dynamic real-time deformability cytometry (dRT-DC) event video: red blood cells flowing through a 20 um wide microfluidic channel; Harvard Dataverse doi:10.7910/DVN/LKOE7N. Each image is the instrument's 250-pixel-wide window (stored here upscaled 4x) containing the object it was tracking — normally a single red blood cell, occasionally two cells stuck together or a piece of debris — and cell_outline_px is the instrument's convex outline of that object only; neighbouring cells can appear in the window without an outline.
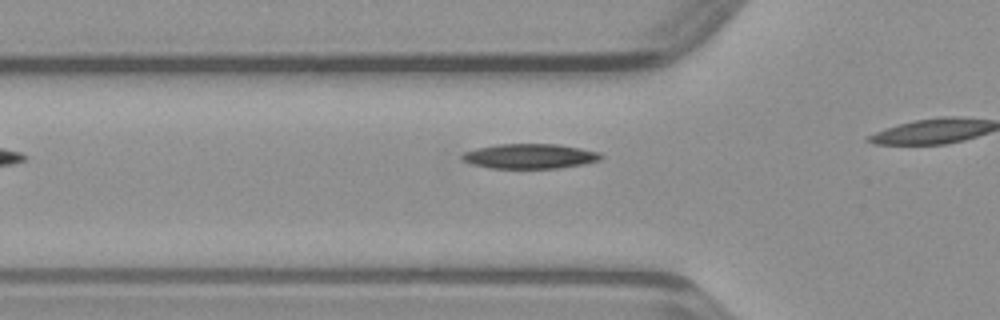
{"species": "common noctule bat (a hibernating species)", "species_latin": "Nyctalus noctula", "temperature_condition": "warm", "stored_images_in_passage": 8, "camera_frame_rate_fps": 3000, "um_per_image_px": 0.085, "animal": {"sex": "male", "body_mass_g": 23.1, "forearm_length_mm": 52.7}, "frame": {"image": 1, "passage_image": 4, "time_ms": 1.0, "image_size_px": [1000, 320], "cell_outline_px": [[604, 156], [600, 160], [584, 164], [560, 168], [488, 168], [472, 164], [460, 160], [460, 156], [464, 152], [496, 144], [560, 144], [600, 152]], "centroid_in_image_um": [45.05, 13.28], "position_along_channel_um": 80.8, "area_um2": 20.23}}
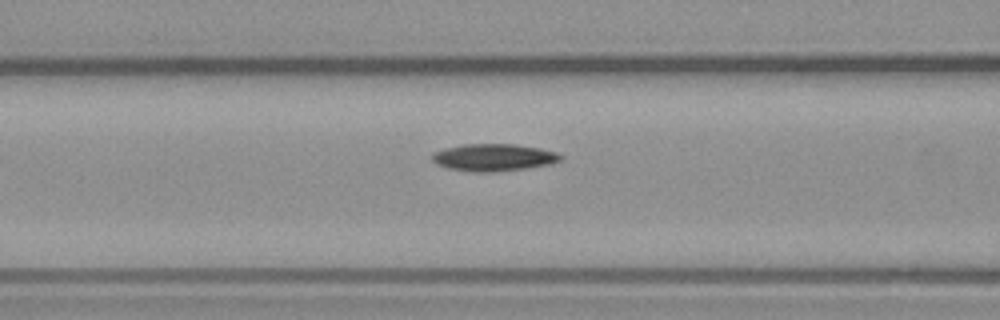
{"frame": {"image": 2, "passage_image": 7, "time_ms": 2.0, "image_size_px": [1000, 320], "cell_outline_px": [[564, 160], [552, 164], [524, 168], [492, 172], [472, 172], [448, 168], [436, 164], [432, 160], [432, 152], [444, 148], [464, 144], [516, 144], [540, 148], [556, 152], [564, 156]], "centroid_in_image_um": [41.98, 13.38], "position_along_channel_um": 124.6, "area_um2": 20.58}}